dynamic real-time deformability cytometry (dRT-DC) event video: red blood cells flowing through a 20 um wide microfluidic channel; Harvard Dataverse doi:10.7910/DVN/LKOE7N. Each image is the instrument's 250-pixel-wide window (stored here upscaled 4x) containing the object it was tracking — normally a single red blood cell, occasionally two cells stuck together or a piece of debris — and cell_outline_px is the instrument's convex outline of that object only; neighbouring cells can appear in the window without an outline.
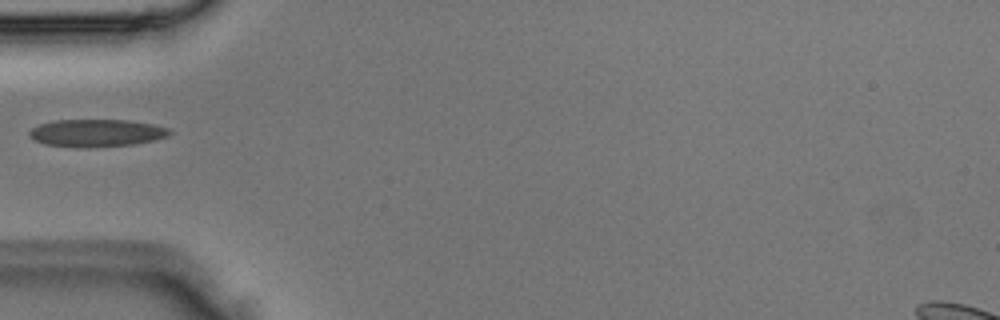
{"species": "Egyptian fruit bat (a non-hibernating species)", "species_latin": "Rousettus aegyptiacus", "temperature_condition": "room temperature", "stored_images_in_passage": 1, "camera_frame_rate_fps": 3000, "um_per_image_px": 0.085, "animal": {"sex": "male"}, "frame": {"image": 1, "passage_image": 1, "time_ms": 0.0, "image_size_px": [1000, 320], "cell_outline_px": [[172, 132], [168, 136], [156, 140], [132, 144], [44, 144], [28, 136], [28, 132], [32, 128], [40, 124], [56, 120], [128, 120], [152, 124], [168, 128]], "centroid_in_image_um": [8.25, 11.24], "position_along_channel_um": 76.7, "area_um2": 21.15}}